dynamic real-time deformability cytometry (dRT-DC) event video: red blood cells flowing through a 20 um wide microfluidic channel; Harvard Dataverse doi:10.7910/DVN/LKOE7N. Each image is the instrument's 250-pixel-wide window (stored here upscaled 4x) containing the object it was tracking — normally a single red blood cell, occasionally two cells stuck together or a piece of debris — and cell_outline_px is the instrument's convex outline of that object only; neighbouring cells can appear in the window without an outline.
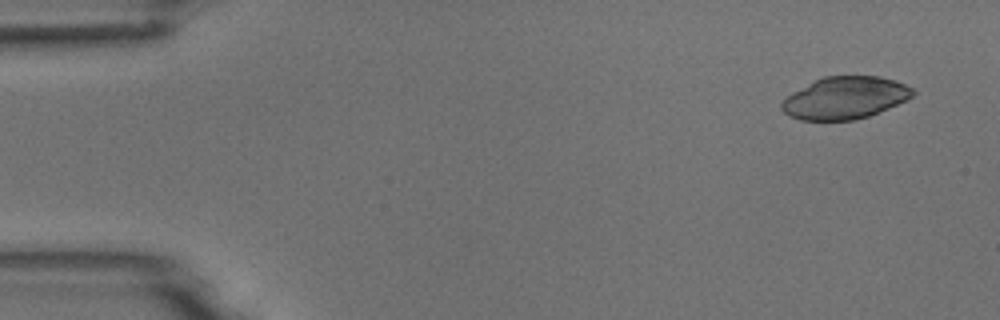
{"species": "common noctule bat (a hibernating species)", "species_latin": "Nyctalus noctula", "temperature_condition": "room temperature", "stored_images_in_passage": 4, "camera_frame_rate_fps": 3000, "um_per_image_px": 0.085, "animal": {"sex": "male", "body_mass_g": 18.8}, "frame": {"image": 1, "passage_image": 1, "time_ms": 0.0, "image_size_px": [1000, 320], "cell_outline_px": [[916, 92], [912, 96], [888, 108], [868, 116], [852, 120], [800, 120], [788, 116], [780, 108], [780, 104], [792, 92], [824, 76], [880, 76], [896, 80], [912, 88]], "centroid_in_image_um": [71.81, 8.32], "position_along_channel_um": 13.2, "area_um2": 32.02}}